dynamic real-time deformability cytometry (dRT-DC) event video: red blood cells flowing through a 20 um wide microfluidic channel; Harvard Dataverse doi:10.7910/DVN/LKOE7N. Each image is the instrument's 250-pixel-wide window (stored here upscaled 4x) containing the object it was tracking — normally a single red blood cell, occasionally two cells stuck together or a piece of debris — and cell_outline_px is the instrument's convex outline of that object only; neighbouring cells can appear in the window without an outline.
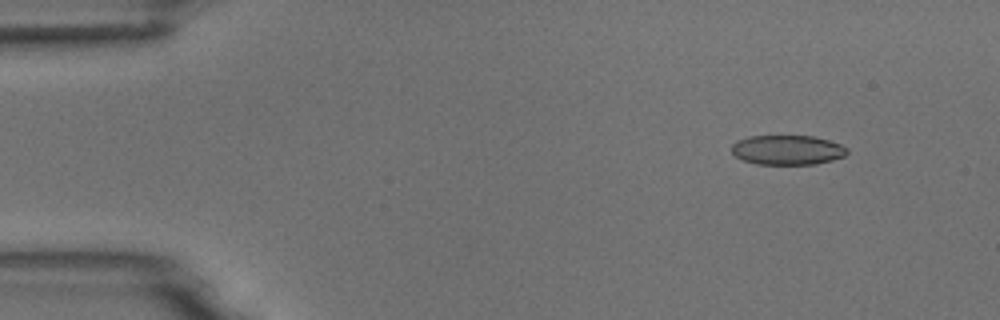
{"species": "common noctule bat (a hibernating species)", "species_latin": "Nyctalus noctula", "temperature_condition": "room temperature", "stored_images_in_passage": 4, "camera_frame_rate_fps": 3000, "um_per_image_px": 0.085, "animal": {"sex": "male", "body_mass_g": 18.8}, "frame": {"image": 1, "passage_image": 2, "time_ms": 1.333, "image_size_px": [1000, 320], "cell_outline_px": [[848, 152], [844, 156], [832, 160], [816, 164], [756, 164], [744, 160], [736, 156], [732, 152], [732, 144], [736, 140], [748, 136], [812, 136], [828, 140], [840, 144], [848, 148]], "centroid_in_image_um": [66.93, 12.74], "position_along_channel_um": 18.1, "area_um2": 19.94}}
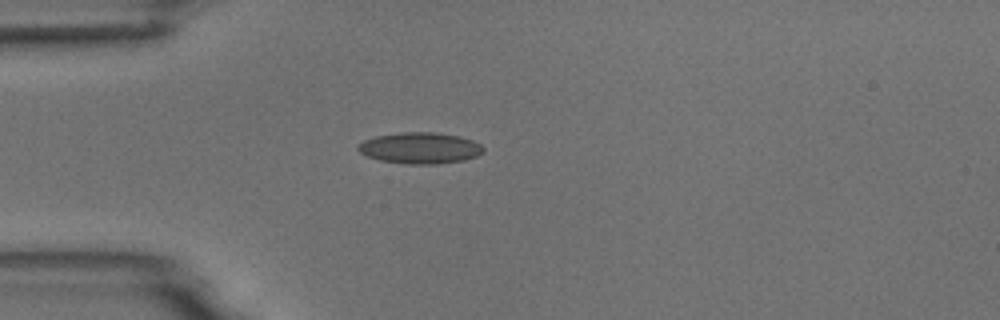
{"frame": {"image": 2, "passage_image": 4, "time_ms": 4.333, "image_size_px": [1000, 320], "cell_outline_px": [[484, 152], [476, 156], [464, 160], [436, 164], [408, 164], [380, 160], [368, 156], [360, 152], [356, 148], [364, 140], [376, 136], [400, 132], [440, 132], [460, 136], [472, 140], [480, 144], [484, 148]], "centroid_in_image_um": [35.73, 12.57], "position_along_channel_um": 49.3, "area_um2": 22.83}}